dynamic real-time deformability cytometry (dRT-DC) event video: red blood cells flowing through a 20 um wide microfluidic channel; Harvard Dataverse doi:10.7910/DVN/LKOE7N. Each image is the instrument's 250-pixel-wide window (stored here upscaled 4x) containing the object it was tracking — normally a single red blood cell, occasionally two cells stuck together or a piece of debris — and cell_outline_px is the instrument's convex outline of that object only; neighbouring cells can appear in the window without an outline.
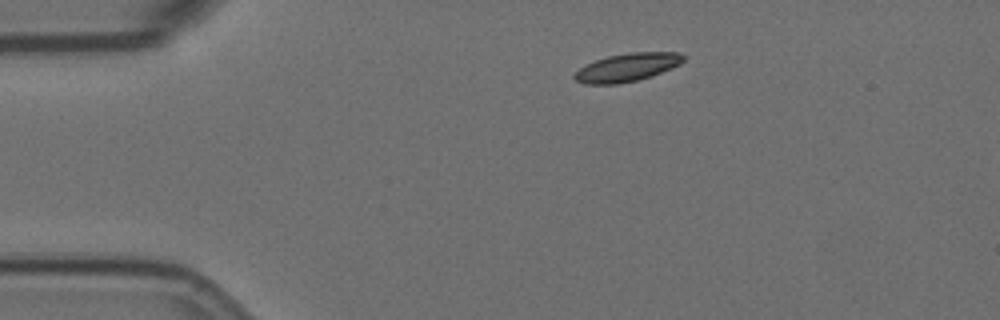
{"species": "Egyptian fruit bat (a non-hibernating species)", "species_latin": "Rousettus aegyptiacus", "temperature_condition": "room temperature", "stored_images_in_passage": 5, "camera_frame_rate_fps": 3000, "um_per_image_px": 0.085, "animal": {"sex": "female"}, "frame": {"image": 1, "passage_image": 1, "time_ms": 0.0, "image_size_px": [1000, 320], "cell_outline_px": [[684, 60], [680, 64], [672, 68], [652, 76], [636, 80], [616, 84], [584, 84], [576, 80], [572, 76], [580, 68], [596, 60], [608, 56], [628, 52], [680, 52], [684, 56]], "centroid_in_image_um": [53.33, 5.72], "position_along_channel_um": 31.7, "area_um2": 17.8}}